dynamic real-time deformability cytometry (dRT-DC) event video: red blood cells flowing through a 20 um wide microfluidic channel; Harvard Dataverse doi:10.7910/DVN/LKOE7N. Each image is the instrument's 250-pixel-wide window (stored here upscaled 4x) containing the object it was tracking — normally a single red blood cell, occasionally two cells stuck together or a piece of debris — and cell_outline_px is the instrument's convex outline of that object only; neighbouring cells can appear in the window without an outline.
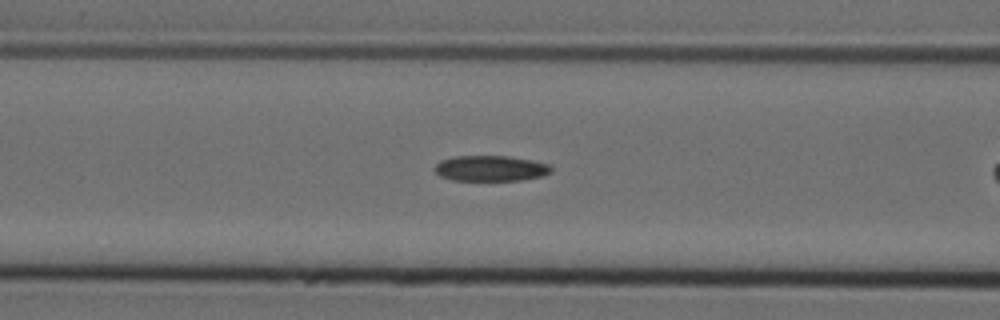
{"species": "Egyptian fruit bat (a non-hibernating species)", "species_latin": "Rousettus aegyptiacus", "temperature_condition": "cold", "stored_images_in_passage": 32, "camera_frame_rate_fps": 3000, "um_per_image_px": 0.085, "animal": {"sex": "female"}, "frame": {"image": 1, "passage_image": 11, "time_ms": 3.333, "image_size_px": [1000, 320], "cell_outline_px": [[552, 172], [540, 176], [520, 180], [452, 180], [440, 176], [432, 168], [440, 160], [452, 156], [508, 156], [532, 160], [548, 164], [552, 168]], "centroid_in_image_um": [41.66, 14.3], "position_along_channel_um": 124.9, "area_um2": 17.4}}
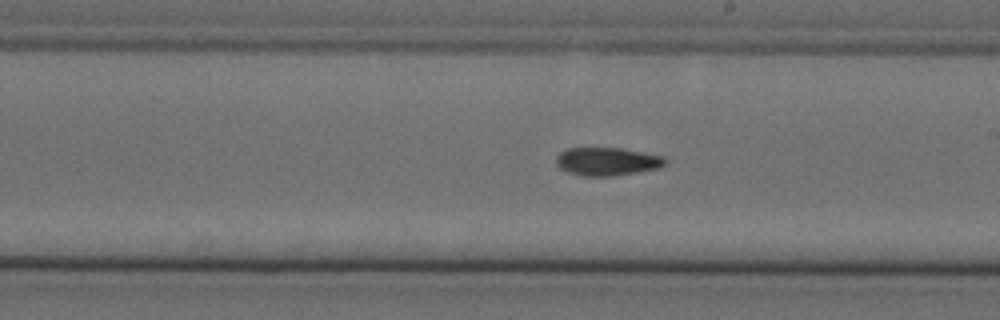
{"frame": {"image": 2, "passage_image": 20, "time_ms": 6.333, "image_size_px": [1000, 320], "cell_outline_px": [[664, 164], [660, 168], [612, 176], [580, 176], [568, 172], [560, 168], [556, 164], [556, 156], [560, 152], [568, 148], [620, 148], [664, 156]], "centroid_in_image_um": [51.56, 13.73], "position_along_channel_um": 237.4, "area_um2": 17.8}}
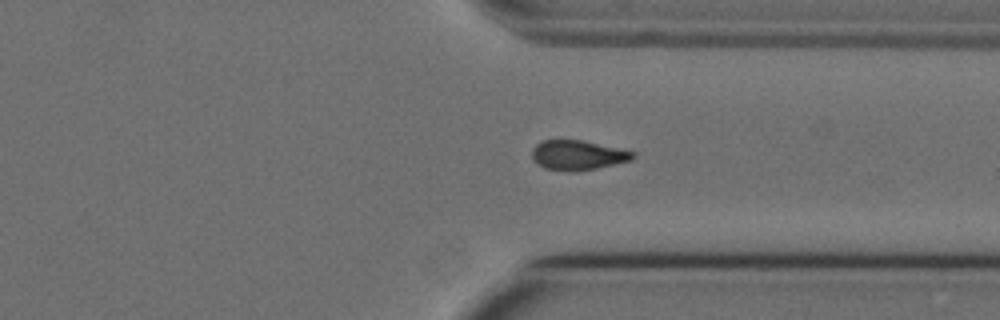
{"frame": {"image": 3, "passage_image": 30, "time_ms": 9.667, "image_size_px": [1000, 320], "cell_outline_px": [[636, 156], [632, 160], [596, 168], [576, 172], [564, 172], [544, 168], [536, 164], [532, 160], [532, 148], [540, 140], [580, 140], [636, 152]], "centroid_in_image_um": [49.06, 13.2], "position_along_channel_um": 362.3, "area_um2": 17.69}}